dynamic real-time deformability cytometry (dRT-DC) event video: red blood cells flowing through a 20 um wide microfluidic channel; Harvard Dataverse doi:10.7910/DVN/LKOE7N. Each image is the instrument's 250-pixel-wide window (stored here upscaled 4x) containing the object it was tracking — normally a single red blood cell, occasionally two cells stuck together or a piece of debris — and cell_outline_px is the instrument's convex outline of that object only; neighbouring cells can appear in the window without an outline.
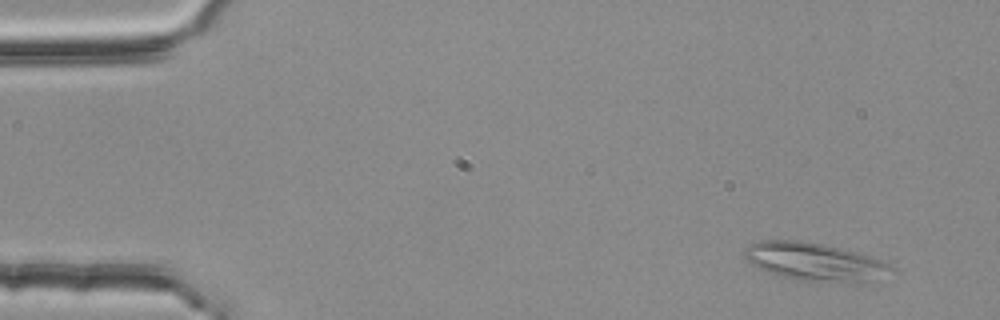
{"species": "common noctule bat (a hibernating species)", "species_latin": "Nyctalus noctula", "temperature_condition": "room temperature", "stored_images_in_passage": 3, "camera_frame_rate_fps": 3000, "um_per_image_px": 0.085, "animal": {"sex": "female", "body_mass_g": 25.1}, "frame": {"image": 1, "passage_image": 1, "time_ms": 0.0, "image_size_px": [1000, 320], "cell_outline_px": [[896, 268], [876, 280], [864, 284], [808, 284], [776, 276], [752, 264], [744, 256], [744, 248], [748, 244], [760, 240], [800, 240], [840, 248], [856, 252], [880, 260]], "centroid_in_image_um": [69.25, 22.32], "position_along_channel_um": 15.7, "area_um2": 33.76}}
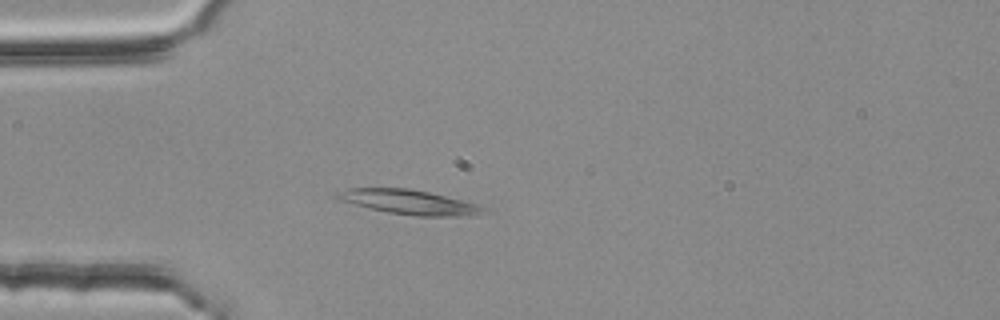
{"frame": {"image": 2, "passage_image": 3, "time_ms": 0.667, "image_size_px": [1000, 320], "cell_outline_px": [[488, 208], [476, 216], [416, 216], [388, 212], [368, 208], [340, 200], [336, 196], [340, 192], [348, 188], [408, 188], [428, 192], [476, 204]], "centroid_in_image_um": [34.8, 17.19], "position_along_channel_um": 50.2, "area_um2": 20.58}}